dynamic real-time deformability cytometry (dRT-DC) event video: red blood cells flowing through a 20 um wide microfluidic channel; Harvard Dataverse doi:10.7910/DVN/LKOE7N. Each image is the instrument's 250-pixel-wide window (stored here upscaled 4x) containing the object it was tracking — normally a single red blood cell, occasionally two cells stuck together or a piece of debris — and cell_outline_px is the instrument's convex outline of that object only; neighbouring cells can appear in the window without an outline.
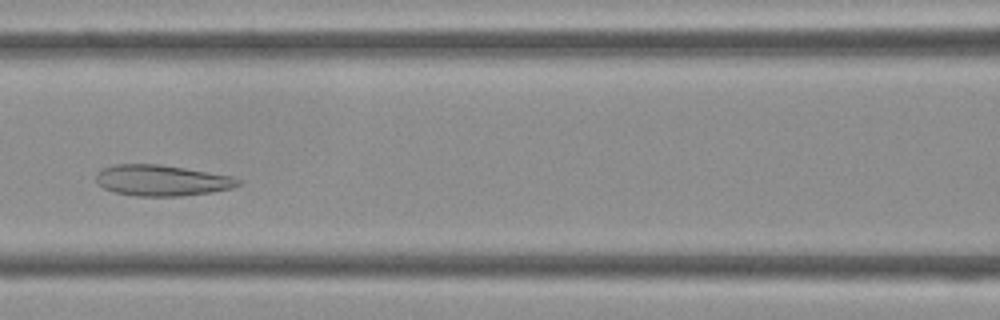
{"species": "Egyptian fruit bat (a non-hibernating species)", "species_latin": "Rousettus aegyptiacus", "temperature_condition": "cold", "stored_images_in_passage": 41, "camera_frame_rate_fps": 3000, "um_per_image_px": 0.085, "frame": {"image": 1, "passage_image": 16, "time_ms": 5.0, "image_size_px": [1000, 320], "cell_outline_px": [[240, 184], [232, 188], [212, 192], [184, 196], [136, 196], [116, 192], [104, 188], [96, 180], [96, 176], [100, 168], [112, 164], [160, 164], [232, 176], [240, 180]], "centroid_in_image_um": [13.74, 15.33], "position_along_channel_um": 152.9, "area_um2": 25.61}}
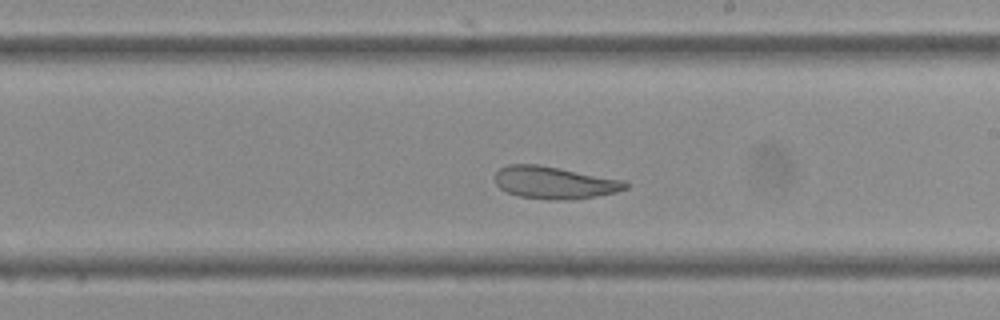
{"frame": {"image": 2, "passage_image": 22, "time_ms": 7.0, "image_size_px": [1000, 320], "cell_outline_px": [[632, 184], [628, 188], [616, 192], [596, 196], [564, 200], [548, 200], [520, 196], [508, 192], [500, 188], [496, 184], [496, 172], [500, 168], [508, 164], [536, 164], [624, 180]], "centroid_in_image_um": [47.15, 15.52], "position_along_channel_um": 241.8, "area_um2": 24.45}}
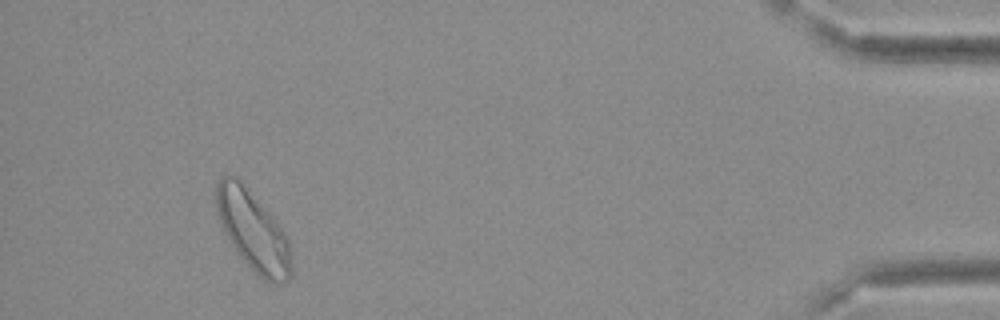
{"frame": {"image": 3, "passage_image": 38, "time_ms": 12.333, "image_size_px": [1000, 320], "cell_outline_px": [[292, 276], [288, 280], [276, 284], [264, 280], [252, 272], [232, 244], [224, 232], [216, 208], [216, 184], [224, 176], [236, 176], [240, 180], [280, 224], [288, 236], [292, 256]], "centroid_in_image_um": [21.56, 19.67], "position_along_channel_um": 413.6, "area_um2": 35.03}}